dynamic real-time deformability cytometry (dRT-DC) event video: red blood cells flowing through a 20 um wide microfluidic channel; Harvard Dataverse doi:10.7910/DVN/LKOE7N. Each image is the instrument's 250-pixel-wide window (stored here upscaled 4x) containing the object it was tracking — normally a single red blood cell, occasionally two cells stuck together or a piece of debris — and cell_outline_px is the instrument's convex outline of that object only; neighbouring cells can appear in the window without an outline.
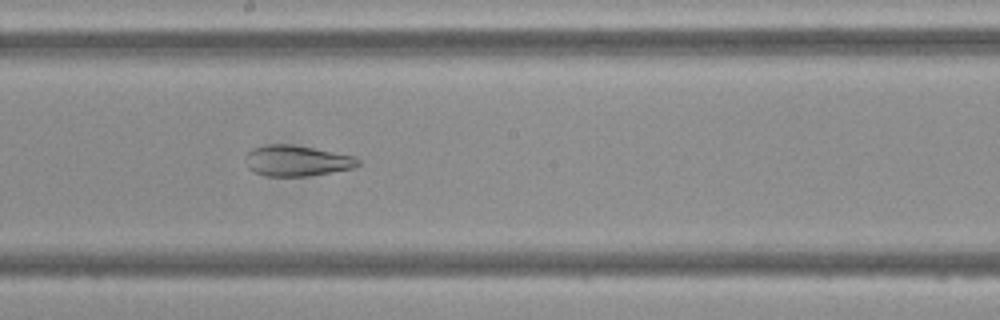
{"species": "Egyptian fruit bat (a non-hibernating species)", "species_latin": "Rousettus aegyptiacus", "temperature_condition": "cold", "stored_images_in_passage": 48, "camera_frame_rate_fps": 3000, "um_per_image_px": 0.085, "frame": {"image": 1, "passage_image": 26, "time_ms": 8.333, "image_size_px": [1000, 320], "cell_outline_px": [[360, 164], [352, 168], [332, 172], [308, 176], [264, 176], [252, 172], [244, 164], [244, 156], [252, 148], [268, 144], [288, 144], [312, 148], [356, 156], [360, 160]], "centroid_in_image_um": [25.17, 13.67], "position_along_channel_um": 223.0, "area_um2": 20.4}}
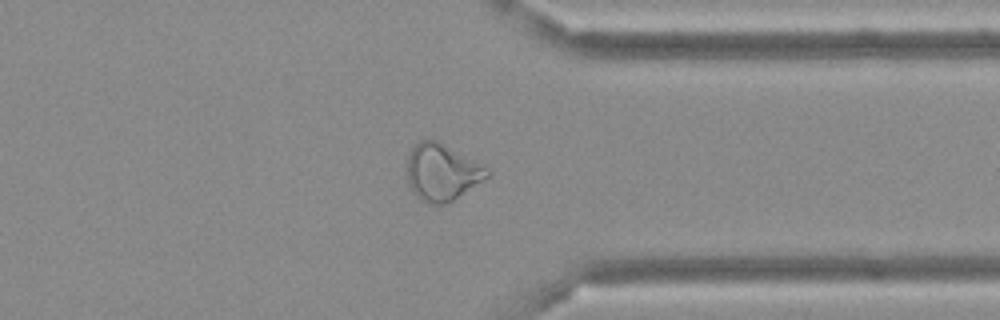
{"frame": {"image": 2, "passage_image": 37, "time_ms": 12.0, "image_size_px": [1000, 320], "cell_outline_px": [[488, 176], [448, 204], [432, 204], [420, 200], [416, 196], [408, 184], [404, 168], [408, 156], [412, 148], [420, 140], [436, 140], [484, 164], [488, 168]], "centroid_in_image_um": [37.52, 14.64], "position_along_channel_um": 373.9, "area_um2": 26.7}}
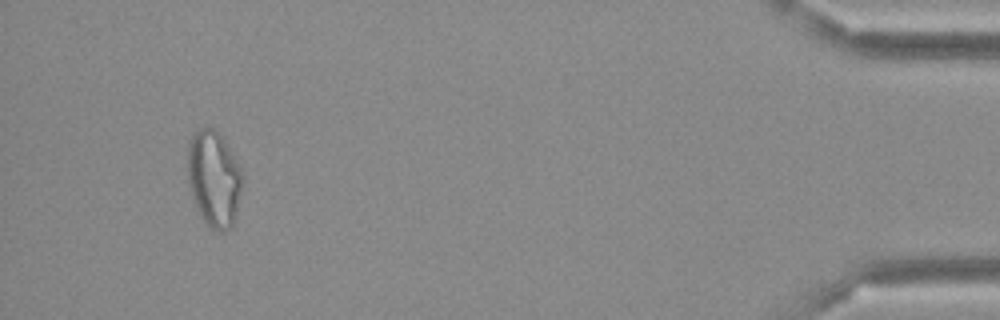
{"frame": {"image": 3, "passage_image": 45, "time_ms": 14.667, "image_size_px": [1000, 320], "cell_outline_px": [[244, 176], [232, 228], [224, 232], [220, 232], [212, 228], [200, 216], [188, 180], [188, 140], [196, 128], [212, 128], [224, 140], [232, 152], [244, 172]], "centroid_in_image_um": [18.2, 15.16], "position_along_channel_um": 417.0, "area_um2": 30.58}}